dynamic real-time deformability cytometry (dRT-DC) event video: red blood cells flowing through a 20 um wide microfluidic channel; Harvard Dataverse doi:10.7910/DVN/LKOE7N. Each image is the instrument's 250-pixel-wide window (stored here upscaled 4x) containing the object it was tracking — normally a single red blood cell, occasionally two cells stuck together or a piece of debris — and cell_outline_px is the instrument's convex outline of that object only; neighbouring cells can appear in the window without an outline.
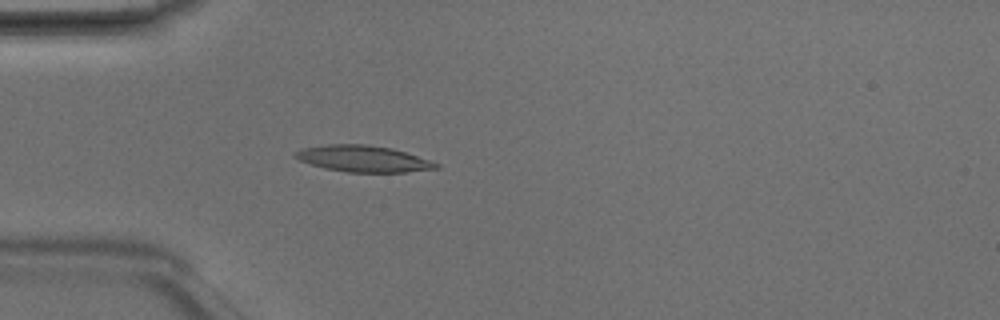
{"species": "Egyptian fruit bat (a non-hibernating species)", "species_latin": "Rousettus aegyptiacus", "temperature_condition": "room temperature", "stored_images_in_passage": 4, "camera_frame_rate_fps": 3000, "um_per_image_px": 0.085, "animal": {"sex": "male"}, "frame": {"image": 1, "passage_image": 4, "time_ms": 1.0, "image_size_px": [1000, 320], "cell_outline_px": [[440, 168], [404, 172], [348, 172], [324, 168], [300, 160], [292, 156], [292, 152], [300, 148], [328, 144], [364, 144], [392, 148], [440, 164]], "centroid_in_image_um": [30.81, 13.48], "position_along_channel_um": 54.2, "area_um2": 21.56}}